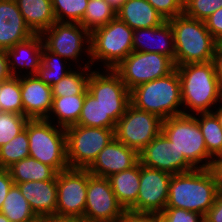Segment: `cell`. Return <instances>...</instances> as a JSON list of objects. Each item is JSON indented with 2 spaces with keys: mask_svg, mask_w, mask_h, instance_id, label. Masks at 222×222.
Instances as JSON below:
<instances>
[{
  "mask_svg": "<svg viewBox=\"0 0 222 222\" xmlns=\"http://www.w3.org/2000/svg\"><path fill=\"white\" fill-rule=\"evenodd\" d=\"M212 61L215 67L216 77L222 88V44L221 43L217 45Z\"/></svg>",
  "mask_w": 222,
  "mask_h": 222,
  "instance_id": "bcb514c9",
  "label": "cell"
},
{
  "mask_svg": "<svg viewBox=\"0 0 222 222\" xmlns=\"http://www.w3.org/2000/svg\"><path fill=\"white\" fill-rule=\"evenodd\" d=\"M218 191L208 168L173 174L166 207L182 208L204 217L213 206Z\"/></svg>",
  "mask_w": 222,
  "mask_h": 222,
  "instance_id": "7a4b0ae2",
  "label": "cell"
},
{
  "mask_svg": "<svg viewBox=\"0 0 222 222\" xmlns=\"http://www.w3.org/2000/svg\"><path fill=\"white\" fill-rule=\"evenodd\" d=\"M41 36L44 47L65 60H71L78 64L82 52H86L89 61L91 60L90 32L80 23L56 21Z\"/></svg>",
  "mask_w": 222,
  "mask_h": 222,
  "instance_id": "7c38bea8",
  "label": "cell"
},
{
  "mask_svg": "<svg viewBox=\"0 0 222 222\" xmlns=\"http://www.w3.org/2000/svg\"><path fill=\"white\" fill-rule=\"evenodd\" d=\"M89 0H51L57 22L80 23Z\"/></svg>",
  "mask_w": 222,
  "mask_h": 222,
  "instance_id": "d590c367",
  "label": "cell"
},
{
  "mask_svg": "<svg viewBox=\"0 0 222 222\" xmlns=\"http://www.w3.org/2000/svg\"><path fill=\"white\" fill-rule=\"evenodd\" d=\"M168 21L183 14L184 0H147Z\"/></svg>",
  "mask_w": 222,
  "mask_h": 222,
  "instance_id": "ab89813d",
  "label": "cell"
},
{
  "mask_svg": "<svg viewBox=\"0 0 222 222\" xmlns=\"http://www.w3.org/2000/svg\"><path fill=\"white\" fill-rule=\"evenodd\" d=\"M115 18L116 10L106 0H89L80 24L91 33Z\"/></svg>",
  "mask_w": 222,
  "mask_h": 222,
  "instance_id": "1f68e13d",
  "label": "cell"
},
{
  "mask_svg": "<svg viewBox=\"0 0 222 222\" xmlns=\"http://www.w3.org/2000/svg\"><path fill=\"white\" fill-rule=\"evenodd\" d=\"M116 11L124 4L126 0H106Z\"/></svg>",
  "mask_w": 222,
  "mask_h": 222,
  "instance_id": "681fc988",
  "label": "cell"
},
{
  "mask_svg": "<svg viewBox=\"0 0 222 222\" xmlns=\"http://www.w3.org/2000/svg\"><path fill=\"white\" fill-rule=\"evenodd\" d=\"M89 171L68 168L57 174L56 215L84 217Z\"/></svg>",
  "mask_w": 222,
  "mask_h": 222,
  "instance_id": "4fadbf2b",
  "label": "cell"
},
{
  "mask_svg": "<svg viewBox=\"0 0 222 222\" xmlns=\"http://www.w3.org/2000/svg\"><path fill=\"white\" fill-rule=\"evenodd\" d=\"M204 22L210 34L220 43L222 41V7L207 17Z\"/></svg>",
  "mask_w": 222,
  "mask_h": 222,
  "instance_id": "60d3db41",
  "label": "cell"
},
{
  "mask_svg": "<svg viewBox=\"0 0 222 222\" xmlns=\"http://www.w3.org/2000/svg\"><path fill=\"white\" fill-rule=\"evenodd\" d=\"M47 119H29L25 125L29 156L54 168L58 173L69 168L65 128Z\"/></svg>",
  "mask_w": 222,
  "mask_h": 222,
  "instance_id": "5b68a950",
  "label": "cell"
},
{
  "mask_svg": "<svg viewBox=\"0 0 222 222\" xmlns=\"http://www.w3.org/2000/svg\"><path fill=\"white\" fill-rule=\"evenodd\" d=\"M139 162V153L115 138L98 154L87 169L92 175L108 178L112 174L130 169Z\"/></svg>",
  "mask_w": 222,
  "mask_h": 222,
  "instance_id": "e0dca14e",
  "label": "cell"
},
{
  "mask_svg": "<svg viewBox=\"0 0 222 222\" xmlns=\"http://www.w3.org/2000/svg\"><path fill=\"white\" fill-rule=\"evenodd\" d=\"M0 112L24 115L20 77L11 76L9 79L0 82Z\"/></svg>",
  "mask_w": 222,
  "mask_h": 222,
  "instance_id": "836d02e7",
  "label": "cell"
},
{
  "mask_svg": "<svg viewBox=\"0 0 222 222\" xmlns=\"http://www.w3.org/2000/svg\"><path fill=\"white\" fill-rule=\"evenodd\" d=\"M76 125L98 128H115L116 123L109 115H105L100 103L89 92H87L85 94L81 114Z\"/></svg>",
  "mask_w": 222,
  "mask_h": 222,
  "instance_id": "d6a6232c",
  "label": "cell"
},
{
  "mask_svg": "<svg viewBox=\"0 0 222 222\" xmlns=\"http://www.w3.org/2000/svg\"><path fill=\"white\" fill-rule=\"evenodd\" d=\"M38 218L56 215L57 176L53 180L14 183Z\"/></svg>",
  "mask_w": 222,
  "mask_h": 222,
  "instance_id": "44dd1931",
  "label": "cell"
},
{
  "mask_svg": "<svg viewBox=\"0 0 222 222\" xmlns=\"http://www.w3.org/2000/svg\"><path fill=\"white\" fill-rule=\"evenodd\" d=\"M124 211L108 178L89 172L84 218L88 222H119Z\"/></svg>",
  "mask_w": 222,
  "mask_h": 222,
  "instance_id": "5bb4252c",
  "label": "cell"
},
{
  "mask_svg": "<svg viewBox=\"0 0 222 222\" xmlns=\"http://www.w3.org/2000/svg\"><path fill=\"white\" fill-rule=\"evenodd\" d=\"M29 119L12 112H0V147L10 142L25 129Z\"/></svg>",
  "mask_w": 222,
  "mask_h": 222,
  "instance_id": "8d00e7d4",
  "label": "cell"
},
{
  "mask_svg": "<svg viewBox=\"0 0 222 222\" xmlns=\"http://www.w3.org/2000/svg\"><path fill=\"white\" fill-rule=\"evenodd\" d=\"M172 174L140 164L137 201L128 209L133 212L161 213L169 195Z\"/></svg>",
  "mask_w": 222,
  "mask_h": 222,
  "instance_id": "9a60e30c",
  "label": "cell"
},
{
  "mask_svg": "<svg viewBox=\"0 0 222 222\" xmlns=\"http://www.w3.org/2000/svg\"><path fill=\"white\" fill-rule=\"evenodd\" d=\"M0 222H10L5 215L0 212Z\"/></svg>",
  "mask_w": 222,
  "mask_h": 222,
  "instance_id": "816d5d0a",
  "label": "cell"
},
{
  "mask_svg": "<svg viewBox=\"0 0 222 222\" xmlns=\"http://www.w3.org/2000/svg\"><path fill=\"white\" fill-rule=\"evenodd\" d=\"M116 17L133 30L157 27L165 21L147 0H126Z\"/></svg>",
  "mask_w": 222,
  "mask_h": 222,
  "instance_id": "603a6c76",
  "label": "cell"
},
{
  "mask_svg": "<svg viewBox=\"0 0 222 222\" xmlns=\"http://www.w3.org/2000/svg\"><path fill=\"white\" fill-rule=\"evenodd\" d=\"M130 103L135 108L165 120L182 115L181 84L175 68L167 76L142 83L130 90Z\"/></svg>",
  "mask_w": 222,
  "mask_h": 222,
  "instance_id": "277c9868",
  "label": "cell"
},
{
  "mask_svg": "<svg viewBox=\"0 0 222 222\" xmlns=\"http://www.w3.org/2000/svg\"><path fill=\"white\" fill-rule=\"evenodd\" d=\"M208 169L214 177L218 190H222V155L212 158Z\"/></svg>",
  "mask_w": 222,
  "mask_h": 222,
  "instance_id": "f6af8a7d",
  "label": "cell"
},
{
  "mask_svg": "<svg viewBox=\"0 0 222 222\" xmlns=\"http://www.w3.org/2000/svg\"><path fill=\"white\" fill-rule=\"evenodd\" d=\"M204 222H222V190H219L213 206L203 217Z\"/></svg>",
  "mask_w": 222,
  "mask_h": 222,
  "instance_id": "7bdbcfd3",
  "label": "cell"
},
{
  "mask_svg": "<svg viewBox=\"0 0 222 222\" xmlns=\"http://www.w3.org/2000/svg\"><path fill=\"white\" fill-rule=\"evenodd\" d=\"M133 33L125 22L117 17L90 33V61L103 62L104 69H114L133 52Z\"/></svg>",
  "mask_w": 222,
  "mask_h": 222,
  "instance_id": "8992f818",
  "label": "cell"
},
{
  "mask_svg": "<svg viewBox=\"0 0 222 222\" xmlns=\"http://www.w3.org/2000/svg\"><path fill=\"white\" fill-rule=\"evenodd\" d=\"M175 69L174 62L166 55L155 52H131L114 70L129 90L167 76Z\"/></svg>",
  "mask_w": 222,
  "mask_h": 222,
  "instance_id": "30bf717a",
  "label": "cell"
},
{
  "mask_svg": "<svg viewBox=\"0 0 222 222\" xmlns=\"http://www.w3.org/2000/svg\"><path fill=\"white\" fill-rule=\"evenodd\" d=\"M119 222H162L159 213L133 212L125 210Z\"/></svg>",
  "mask_w": 222,
  "mask_h": 222,
  "instance_id": "b9f144b4",
  "label": "cell"
},
{
  "mask_svg": "<svg viewBox=\"0 0 222 222\" xmlns=\"http://www.w3.org/2000/svg\"><path fill=\"white\" fill-rule=\"evenodd\" d=\"M21 99L24 116L28 119H47L52 108V87L36 75L21 76Z\"/></svg>",
  "mask_w": 222,
  "mask_h": 222,
  "instance_id": "ac0fdd59",
  "label": "cell"
},
{
  "mask_svg": "<svg viewBox=\"0 0 222 222\" xmlns=\"http://www.w3.org/2000/svg\"><path fill=\"white\" fill-rule=\"evenodd\" d=\"M110 186L125 210L136 201L140 185V162L130 169L112 174L108 177Z\"/></svg>",
  "mask_w": 222,
  "mask_h": 222,
  "instance_id": "d4e9b609",
  "label": "cell"
},
{
  "mask_svg": "<svg viewBox=\"0 0 222 222\" xmlns=\"http://www.w3.org/2000/svg\"><path fill=\"white\" fill-rule=\"evenodd\" d=\"M159 216L162 222H204L199 213L182 208L166 207Z\"/></svg>",
  "mask_w": 222,
  "mask_h": 222,
  "instance_id": "f35d334b",
  "label": "cell"
},
{
  "mask_svg": "<svg viewBox=\"0 0 222 222\" xmlns=\"http://www.w3.org/2000/svg\"><path fill=\"white\" fill-rule=\"evenodd\" d=\"M162 133L195 169L209 168L212 158L194 114H182L163 120Z\"/></svg>",
  "mask_w": 222,
  "mask_h": 222,
  "instance_id": "52a82bcc",
  "label": "cell"
},
{
  "mask_svg": "<svg viewBox=\"0 0 222 222\" xmlns=\"http://www.w3.org/2000/svg\"><path fill=\"white\" fill-rule=\"evenodd\" d=\"M14 184L8 169L0 168V210L2 209L4 200L9 189Z\"/></svg>",
  "mask_w": 222,
  "mask_h": 222,
  "instance_id": "ee69618b",
  "label": "cell"
},
{
  "mask_svg": "<svg viewBox=\"0 0 222 222\" xmlns=\"http://www.w3.org/2000/svg\"><path fill=\"white\" fill-rule=\"evenodd\" d=\"M195 115L209 156L214 158L222 155V128L217 116L213 112L196 113Z\"/></svg>",
  "mask_w": 222,
  "mask_h": 222,
  "instance_id": "4dcf8cb0",
  "label": "cell"
},
{
  "mask_svg": "<svg viewBox=\"0 0 222 222\" xmlns=\"http://www.w3.org/2000/svg\"><path fill=\"white\" fill-rule=\"evenodd\" d=\"M91 70L87 91L103 107L105 115L117 123L130 103V90L114 69Z\"/></svg>",
  "mask_w": 222,
  "mask_h": 222,
  "instance_id": "9c48e42d",
  "label": "cell"
},
{
  "mask_svg": "<svg viewBox=\"0 0 222 222\" xmlns=\"http://www.w3.org/2000/svg\"><path fill=\"white\" fill-rule=\"evenodd\" d=\"M221 104H222V102H221ZM221 104L219 105L218 108L214 109L213 113L217 116V118L220 122L221 128H222V105Z\"/></svg>",
  "mask_w": 222,
  "mask_h": 222,
  "instance_id": "f907efd6",
  "label": "cell"
},
{
  "mask_svg": "<svg viewBox=\"0 0 222 222\" xmlns=\"http://www.w3.org/2000/svg\"><path fill=\"white\" fill-rule=\"evenodd\" d=\"M14 183L53 180L58 172L32 157L15 162L8 168Z\"/></svg>",
  "mask_w": 222,
  "mask_h": 222,
  "instance_id": "484cf974",
  "label": "cell"
},
{
  "mask_svg": "<svg viewBox=\"0 0 222 222\" xmlns=\"http://www.w3.org/2000/svg\"><path fill=\"white\" fill-rule=\"evenodd\" d=\"M163 119L129 105L114 129L115 139L138 153L162 132Z\"/></svg>",
  "mask_w": 222,
  "mask_h": 222,
  "instance_id": "8fae6325",
  "label": "cell"
},
{
  "mask_svg": "<svg viewBox=\"0 0 222 222\" xmlns=\"http://www.w3.org/2000/svg\"><path fill=\"white\" fill-rule=\"evenodd\" d=\"M0 212L10 222H36L39 219L16 184L9 189Z\"/></svg>",
  "mask_w": 222,
  "mask_h": 222,
  "instance_id": "f1b7e54d",
  "label": "cell"
},
{
  "mask_svg": "<svg viewBox=\"0 0 222 222\" xmlns=\"http://www.w3.org/2000/svg\"><path fill=\"white\" fill-rule=\"evenodd\" d=\"M168 21L174 33L175 67L213 60L219 42L210 34L204 21L187 17L184 14Z\"/></svg>",
  "mask_w": 222,
  "mask_h": 222,
  "instance_id": "3957f363",
  "label": "cell"
},
{
  "mask_svg": "<svg viewBox=\"0 0 222 222\" xmlns=\"http://www.w3.org/2000/svg\"><path fill=\"white\" fill-rule=\"evenodd\" d=\"M84 99L85 95L53 97L52 108L47 120L51 122L54 121L53 119L57 120V126L62 128L76 125L81 114Z\"/></svg>",
  "mask_w": 222,
  "mask_h": 222,
  "instance_id": "4316f807",
  "label": "cell"
},
{
  "mask_svg": "<svg viewBox=\"0 0 222 222\" xmlns=\"http://www.w3.org/2000/svg\"><path fill=\"white\" fill-rule=\"evenodd\" d=\"M86 62L83 64L84 66L78 64L79 69L77 68L76 71L71 70L65 77L52 86L53 97L85 95L88 92V79L92 65L91 61L88 60Z\"/></svg>",
  "mask_w": 222,
  "mask_h": 222,
  "instance_id": "83f0119b",
  "label": "cell"
},
{
  "mask_svg": "<svg viewBox=\"0 0 222 222\" xmlns=\"http://www.w3.org/2000/svg\"><path fill=\"white\" fill-rule=\"evenodd\" d=\"M59 55L48 51L43 46L41 54V65L37 70L36 76L51 87L65 77L73 68L68 65L67 60ZM64 62V63H63ZM68 65V67L66 66Z\"/></svg>",
  "mask_w": 222,
  "mask_h": 222,
  "instance_id": "f546056e",
  "label": "cell"
},
{
  "mask_svg": "<svg viewBox=\"0 0 222 222\" xmlns=\"http://www.w3.org/2000/svg\"><path fill=\"white\" fill-rule=\"evenodd\" d=\"M147 36L148 40L146 38ZM153 39L155 41H153ZM151 43L153 44L151 45ZM133 51L160 53L168 56L174 62L175 42L174 33L170 22L165 20L161 25L157 27L134 30Z\"/></svg>",
  "mask_w": 222,
  "mask_h": 222,
  "instance_id": "7402d4cb",
  "label": "cell"
},
{
  "mask_svg": "<svg viewBox=\"0 0 222 222\" xmlns=\"http://www.w3.org/2000/svg\"><path fill=\"white\" fill-rule=\"evenodd\" d=\"M115 128L72 125L65 128L67 162L72 169H88L114 138Z\"/></svg>",
  "mask_w": 222,
  "mask_h": 222,
  "instance_id": "ba28073f",
  "label": "cell"
},
{
  "mask_svg": "<svg viewBox=\"0 0 222 222\" xmlns=\"http://www.w3.org/2000/svg\"><path fill=\"white\" fill-rule=\"evenodd\" d=\"M39 219L42 222H88L84 217H68L59 215H50Z\"/></svg>",
  "mask_w": 222,
  "mask_h": 222,
  "instance_id": "7dc6e473",
  "label": "cell"
},
{
  "mask_svg": "<svg viewBox=\"0 0 222 222\" xmlns=\"http://www.w3.org/2000/svg\"><path fill=\"white\" fill-rule=\"evenodd\" d=\"M222 7V0H184L183 14L204 21Z\"/></svg>",
  "mask_w": 222,
  "mask_h": 222,
  "instance_id": "74e56055",
  "label": "cell"
},
{
  "mask_svg": "<svg viewBox=\"0 0 222 222\" xmlns=\"http://www.w3.org/2000/svg\"><path fill=\"white\" fill-rule=\"evenodd\" d=\"M175 68L181 84L183 113L213 112L211 108L214 109L217 102H222V88L216 77L213 61L189 63Z\"/></svg>",
  "mask_w": 222,
  "mask_h": 222,
  "instance_id": "6da1fadb",
  "label": "cell"
},
{
  "mask_svg": "<svg viewBox=\"0 0 222 222\" xmlns=\"http://www.w3.org/2000/svg\"><path fill=\"white\" fill-rule=\"evenodd\" d=\"M139 162L172 175L195 169L162 132L139 152Z\"/></svg>",
  "mask_w": 222,
  "mask_h": 222,
  "instance_id": "2e32d148",
  "label": "cell"
},
{
  "mask_svg": "<svg viewBox=\"0 0 222 222\" xmlns=\"http://www.w3.org/2000/svg\"><path fill=\"white\" fill-rule=\"evenodd\" d=\"M43 39L41 34H34L29 39L17 43L12 48L6 50L8 57V67L11 76L21 77L36 75L41 65V54L43 51ZM26 72L21 73V69ZM19 69L20 72H17ZM29 69V71H27ZM19 73V74H17ZM21 73V74H20Z\"/></svg>",
  "mask_w": 222,
  "mask_h": 222,
  "instance_id": "ffe728a7",
  "label": "cell"
},
{
  "mask_svg": "<svg viewBox=\"0 0 222 222\" xmlns=\"http://www.w3.org/2000/svg\"><path fill=\"white\" fill-rule=\"evenodd\" d=\"M33 35L16 1L0 0V49L6 51Z\"/></svg>",
  "mask_w": 222,
  "mask_h": 222,
  "instance_id": "d6986e66",
  "label": "cell"
},
{
  "mask_svg": "<svg viewBox=\"0 0 222 222\" xmlns=\"http://www.w3.org/2000/svg\"><path fill=\"white\" fill-rule=\"evenodd\" d=\"M29 157L27 130H22L10 142L0 147V168L8 169L15 162Z\"/></svg>",
  "mask_w": 222,
  "mask_h": 222,
  "instance_id": "e575fe53",
  "label": "cell"
},
{
  "mask_svg": "<svg viewBox=\"0 0 222 222\" xmlns=\"http://www.w3.org/2000/svg\"><path fill=\"white\" fill-rule=\"evenodd\" d=\"M28 27L34 34H42L55 22L51 0H15Z\"/></svg>",
  "mask_w": 222,
  "mask_h": 222,
  "instance_id": "cb8c5ba5",
  "label": "cell"
},
{
  "mask_svg": "<svg viewBox=\"0 0 222 222\" xmlns=\"http://www.w3.org/2000/svg\"><path fill=\"white\" fill-rule=\"evenodd\" d=\"M11 77L8 67V57L5 50L0 49V82Z\"/></svg>",
  "mask_w": 222,
  "mask_h": 222,
  "instance_id": "c3c4849f",
  "label": "cell"
}]
</instances>
